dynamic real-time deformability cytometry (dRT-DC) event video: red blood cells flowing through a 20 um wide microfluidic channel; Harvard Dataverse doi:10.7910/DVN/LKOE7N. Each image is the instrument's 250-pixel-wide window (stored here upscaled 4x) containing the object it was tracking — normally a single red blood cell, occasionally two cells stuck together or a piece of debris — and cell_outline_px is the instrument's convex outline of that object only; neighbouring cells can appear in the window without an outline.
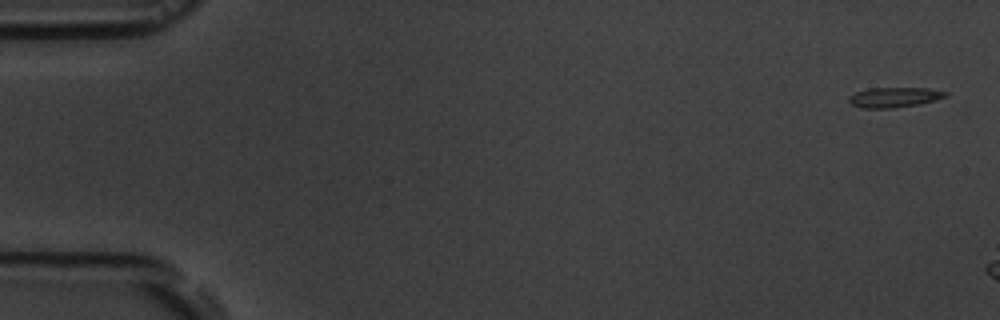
{"species": "common noctule bat (a hibernating species)", "species_latin": "Nyctalus noctula", "temperature_condition": "room temperature", "stored_images_in_passage": 3, "camera_frame_rate_fps": 3000, "um_per_image_px": 0.085, "animal": {"sex": "male", "body_mass_g": 19.5, "forearm_length_mm": 54.6}, "frame": {"image": 1, "passage_image": 1, "time_ms": 0.0, "image_size_px": [1000, 320], "cell_outline_px": [[948, 96], [916, 104], [892, 108], [860, 108], [852, 104], [848, 100], [848, 96], [856, 92], [868, 88], [928, 88], [948, 92]], "centroid_in_image_um": [75.97, 8.26], "position_along_channel_um": 9.0, "area_um2": 11.16}}